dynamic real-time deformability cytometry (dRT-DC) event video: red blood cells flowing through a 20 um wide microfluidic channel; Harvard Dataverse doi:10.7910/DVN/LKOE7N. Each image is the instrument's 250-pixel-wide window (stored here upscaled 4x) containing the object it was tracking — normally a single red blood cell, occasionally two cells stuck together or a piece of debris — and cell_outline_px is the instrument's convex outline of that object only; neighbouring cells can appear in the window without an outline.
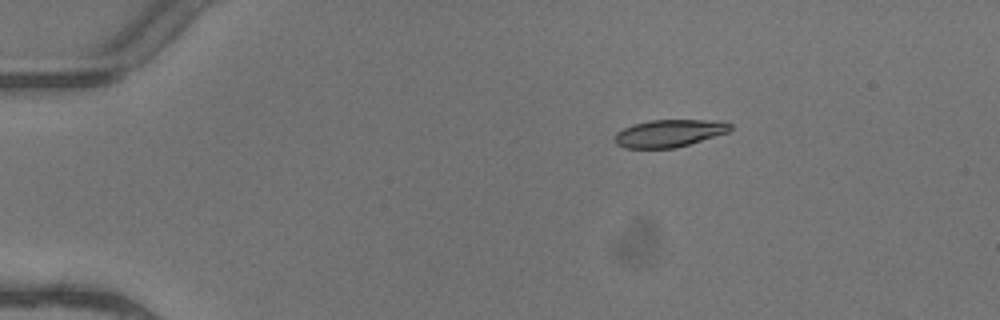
{"species": "common noctule bat (a hibernating species)", "species_latin": "Nyctalus noctula", "temperature_condition": "warm", "stored_images_in_passage": 5, "camera_frame_rate_fps": 3000, "um_per_image_px": 0.085, "animal": {"sex": "female"}, "frame": {"image": 1, "passage_image": 3, "time_ms": 0.667, "image_size_px": [1000, 320], "cell_outline_px": [[732, 128], [728, 132], [676, 148], [624, 148], [616, 144], [612, 140], [616, 132], [632, 124], [648, 120], [716, 120], [732, 124]], "centroid_in_image_um": [56.84, 11.32], "position_along_channel_um": 28.2, "area_um2": 18.61}}